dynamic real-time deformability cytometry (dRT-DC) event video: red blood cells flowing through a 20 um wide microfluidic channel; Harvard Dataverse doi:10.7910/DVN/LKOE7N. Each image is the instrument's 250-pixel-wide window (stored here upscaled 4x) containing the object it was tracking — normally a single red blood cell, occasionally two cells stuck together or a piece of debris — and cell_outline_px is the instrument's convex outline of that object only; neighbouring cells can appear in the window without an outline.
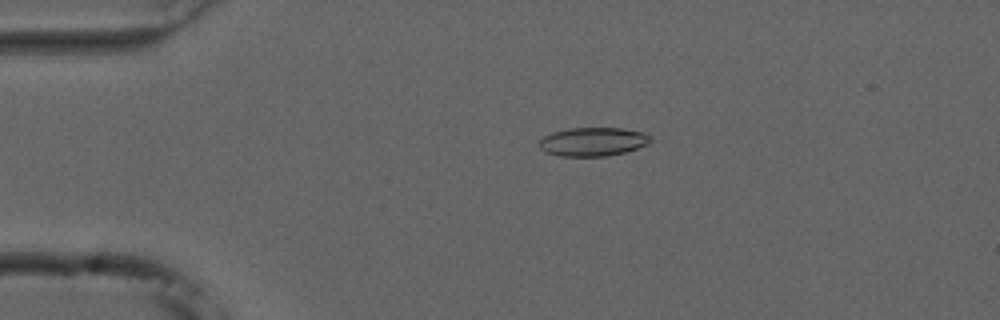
{"species": "common noctule bat (a hibernating species)", "species_latin": "Nyctalus noctula", "temperature_condition": "cold", "stored_images_in_passage": 44, "camera_frame_rate_fps": 3000, "um_per_image_px": 0.085, "animal": {"sex": "male", "forearm_length_mm": 52.5}, "frame": {"image": 1, "passage_image": 1, "time_ms": 0.0, "image_size_px": [1000, 320], "cell_outline_px": [[652, 140], [648, 144], [624, 152], [608, 156], [560, 156], [544, 152], [536, 144], [544, 136], [552, 132], [568, 128], [624, 128], [644, 132], [652, 136]], "centroid_in_image_um": [50.39, 12.04], "position_along_channel_um": 34.6, "area_um2": 18.84}}
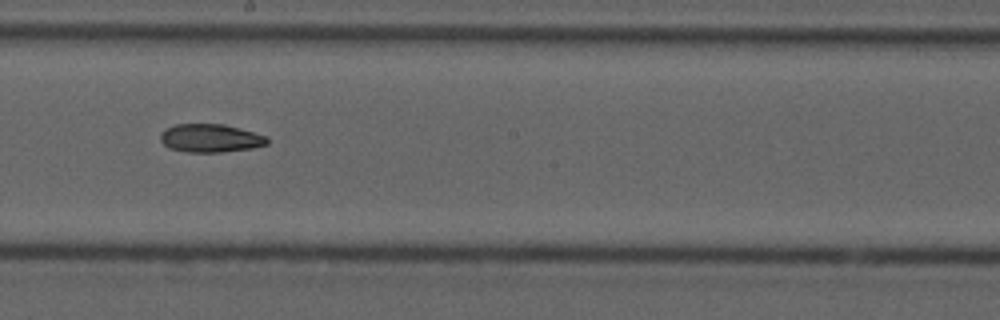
{"frame": {"image": 2, "passage_image": 20, "time_ms": 6.333, "image_size_px": [1000, 320], "cell_outline_px": [[268, 144], [252, 148], [220, 152], [188, 152], [168, 148], [160, 140], [160, 132], [176, 124], [224, 124], [240, 128], [268, 136]], "centroid_in_image_um": [17.9, 11.74], "position_along_channel_um": 230.3, "area_um2": 17.63}}
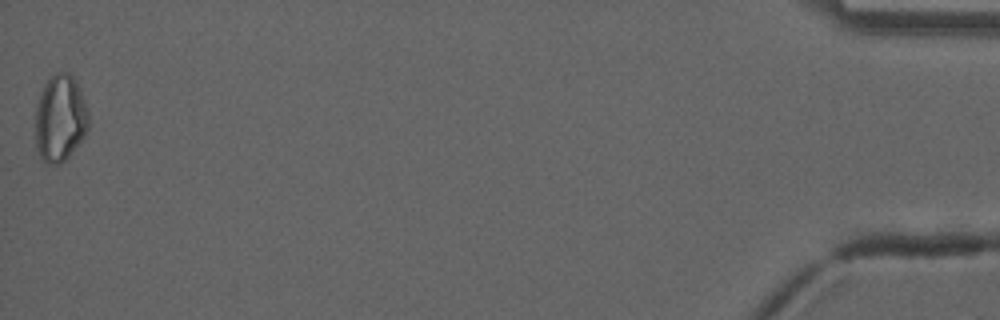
{"frame": {"image": 3, "passage_image": 44, "time_ms": 14.333, "image_size_px": [1000, 320], "cell_outline_px": [[88, 128], [84, 136], [68, 156], [60, 164], [48, 164], [40, 160], [36, 148], [36, 108], [44, 84], [56, 72], [68, 72], [76, 80], [80, 88], [88, 112]], "centroid_in_image_um": [5.11, 10.07], "position_along_channel_um": 430.1, "area_um2": 26.82}, "authors_computed_cell_mechanics": {"area_um2": 18.6983, "velocity_mm_per_s": 3.7425, "shape_relaxation_time_tau1_ms": 6.1587, "shape_relaxation_time_tau2_ms": null, "deformation_change_tau1": 0.1444, "deformation_change_tau2": null}}